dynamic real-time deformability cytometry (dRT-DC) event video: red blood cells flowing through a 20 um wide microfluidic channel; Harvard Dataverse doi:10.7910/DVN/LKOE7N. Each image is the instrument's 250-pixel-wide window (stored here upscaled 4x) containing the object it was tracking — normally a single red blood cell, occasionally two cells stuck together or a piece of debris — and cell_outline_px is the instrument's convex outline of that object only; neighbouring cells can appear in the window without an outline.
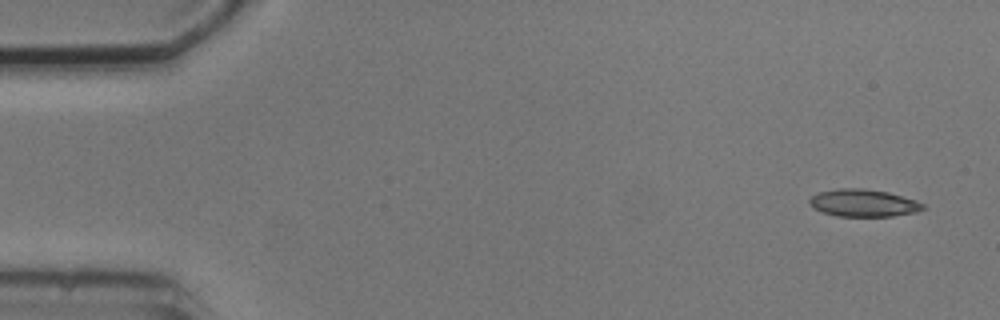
{"species": "common noctule bat (a hibernating species)", "species_latin": "Nyctalus noctula", "temperature_condition": "cold", "stored_images_in_passage": 5, "camera_frame_rate_fps": 3000, "um_per_image_px": 0.085, "animal": {"sex": "male", "body_mass_g": 20.5, "forearm_length_mm": 52.5}, "frame": {"image": 1, "passage_image": 1, "time_ms": 0.0, "image_size_px": [1000, 320], "cell_outline_px": [[924, 208], [916, 212], [892, 216], [836, 216], [812, 208], [808, 204], [808, 200], [816, 192], [840, 188], [864, 188], [888, 192], [916, 200], [924, 204]], "centroid_in_image_um": [73.35, 17.24], "position_along_channel_um": 11.7, "area_um2": 18.21}}